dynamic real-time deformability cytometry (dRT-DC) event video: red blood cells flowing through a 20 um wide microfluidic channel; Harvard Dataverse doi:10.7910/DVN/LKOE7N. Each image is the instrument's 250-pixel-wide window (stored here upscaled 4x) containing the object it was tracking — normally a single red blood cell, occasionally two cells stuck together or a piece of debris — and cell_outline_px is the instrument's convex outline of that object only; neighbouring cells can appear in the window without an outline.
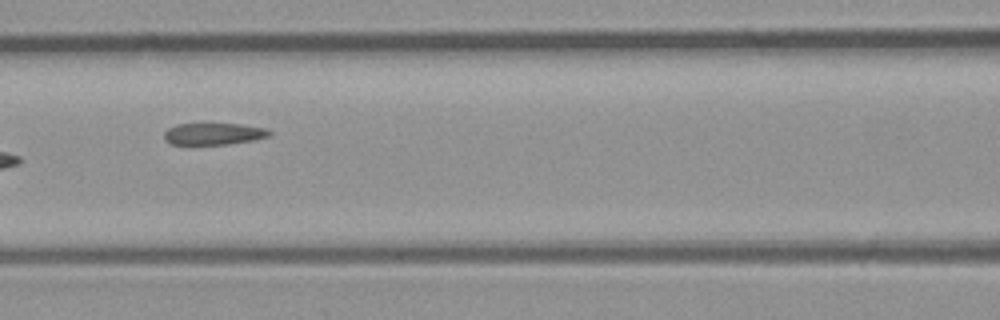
{"species": "common noctule bat (a hibernating species)", "species_latin": "Nyctalus noctula", "temperature_condition": "room temperature", "stored_images_in_passage": 6, "camera_frame_rate_fps": 3000, "um_per_image_px": 0.085, "animal": {"sex": "male", "body_mass_g": 23.1, "forearm_length_mm": 52.7}, "frame": {"image": 1, "passage_image": 6, "time_ms": 6.0, "image_size_px": [1000, 320], "cell_outline_px": [[272, 132], [268, 136], [252, 140], [228, 144], [172, 144], [164, 140], [164, 132], [168, 128], [176, 124], [244, 124], [268, 128]], "centroid_in_image_um": [18.17, 11.37], "position_along_channel_um": 148.4, "area_um2": 13.35}}